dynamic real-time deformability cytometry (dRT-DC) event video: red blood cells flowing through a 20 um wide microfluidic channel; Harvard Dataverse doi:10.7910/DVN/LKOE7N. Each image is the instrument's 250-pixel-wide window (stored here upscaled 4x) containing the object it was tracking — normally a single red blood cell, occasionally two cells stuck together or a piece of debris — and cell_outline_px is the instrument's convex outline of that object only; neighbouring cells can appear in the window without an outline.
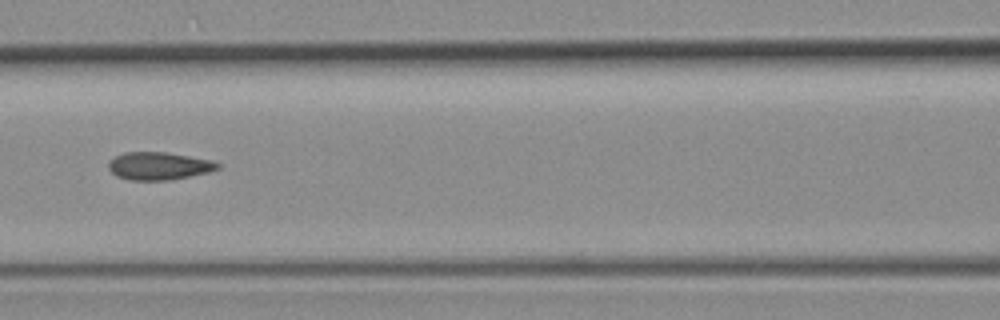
{"species": "common noctule bat (a hibernating species)", "species_latin": "Nyctalus noctula", "temperature_condition": "room temperature", "stored_images_in_passage": 16, "camera_frame_rate_fps": 3000, "um_per_image_px": 0.085, "animal": {"sex": "female", "body_mass_g": 19.3, "forearm_length_mm": 54.1}, "frame": {"image": 1, "passage_image": 10, "time_ms": 3.0, "image_size_px": [1000, 320], "cell_outline_px": [[220, 168], [208, 172], [172, 180], [128, 180], [116, 176], [108, 168], [108, 160], [124, 152], [164, 152], [212, 160], [220, 164]], "centroid_in_image_um": [13.48, 14.11], "position_along_channel_um": 153.1, "area_um2": 17.69}}